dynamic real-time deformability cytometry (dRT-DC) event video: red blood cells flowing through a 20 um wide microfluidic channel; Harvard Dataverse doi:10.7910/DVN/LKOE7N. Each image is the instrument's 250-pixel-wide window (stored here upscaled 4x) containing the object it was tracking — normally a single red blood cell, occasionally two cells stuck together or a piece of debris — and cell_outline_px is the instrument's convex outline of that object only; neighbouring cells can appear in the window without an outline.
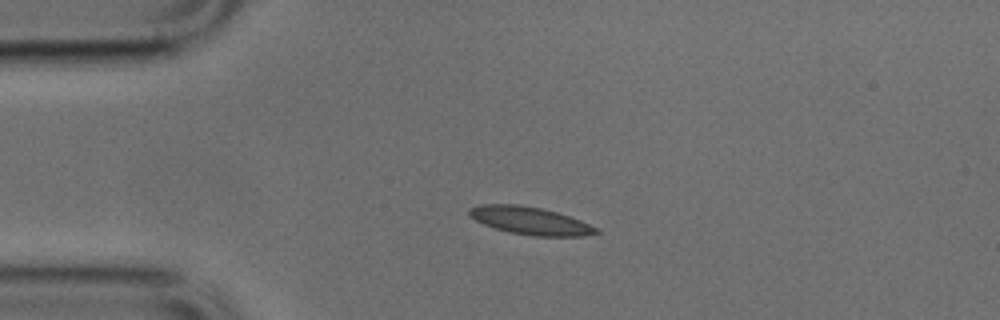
{"species": "common noctule bat (a hibernating species)", "species_latin": "Nyctalus noctula", "temperature_condition": "cold", "stored_images_in_passage": 40, "camera_frame_rate_fps": 3000, "um_per_image_px": 0.085, "animal": {"sex": "male", "body_mass_g": 17.9, "forearm_length_mm": 54.2}, "frame": {"image": 1, "passage_image": 1, "time_ms": 0.0, "image_size_px": [1000, 320], "cell_outline_px": [[600, 232], [584, 236], [532, 236], [508, 232], [484, 224], [468, 216], [468, 208], [480, 204], [516, 204], [540, 208], [556, 212], [580, 220], [596, 228]], "centroid_in_image_um": [45.01, 18.76], "position_along_channel_um": 40.0, "area_um2": 20.35}}
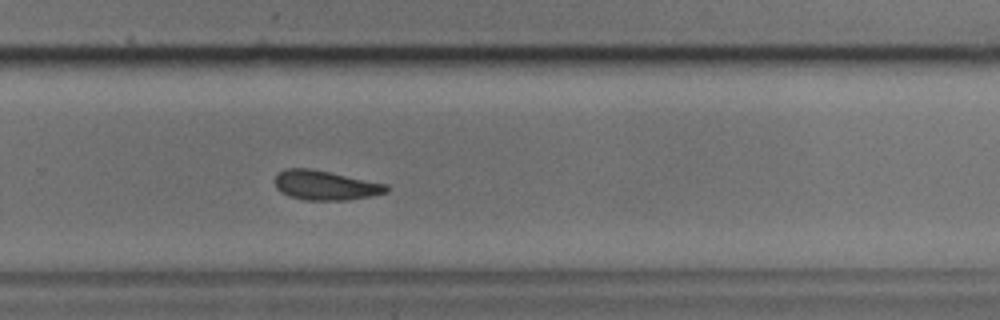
{"frame": {"image": 2, "passage_image": 23, "time_ms": 7.333, "image_size_px": [1000, 320], "cell_outline_px": [[388, 192], [348, 200], [304, 200], [288, 196], [280, 192], [276, 188], [276, 176], [280, 172], [288, 168], [308, 168], [388, 184]], "centroid_in_image_um": [27.64, 15.76], "position_along_channel_um": 302.2, "area_um2": 18.96}}
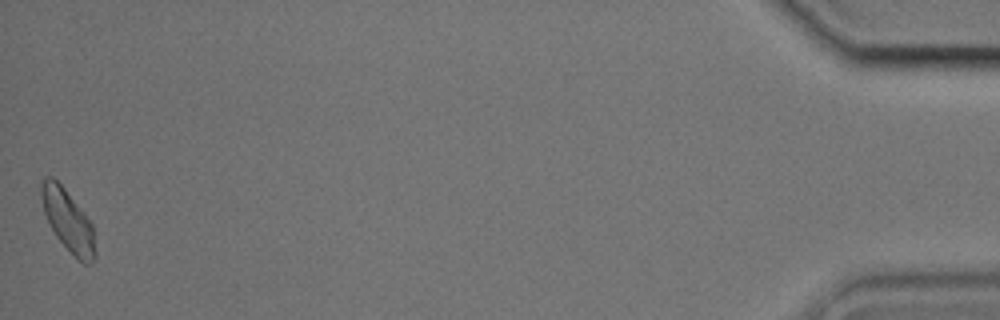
{"frame": {"image": 3, "passage_image": 40, "time_ms": 13.0, "image_size_px": [1000, 320], "cell_outline_px": [[96, 260], [92, 264], [84, 264], [56, 236], [44, 212], [40, 196], [40, 184], [44, 176], [52, 176], [64, 188], [84, 212], [92, 224], [96, 252]], "centroid_in_image_um": [5.78, 18.72], "position_along_channel_um": 429.4, "area_um2": 19.19}}